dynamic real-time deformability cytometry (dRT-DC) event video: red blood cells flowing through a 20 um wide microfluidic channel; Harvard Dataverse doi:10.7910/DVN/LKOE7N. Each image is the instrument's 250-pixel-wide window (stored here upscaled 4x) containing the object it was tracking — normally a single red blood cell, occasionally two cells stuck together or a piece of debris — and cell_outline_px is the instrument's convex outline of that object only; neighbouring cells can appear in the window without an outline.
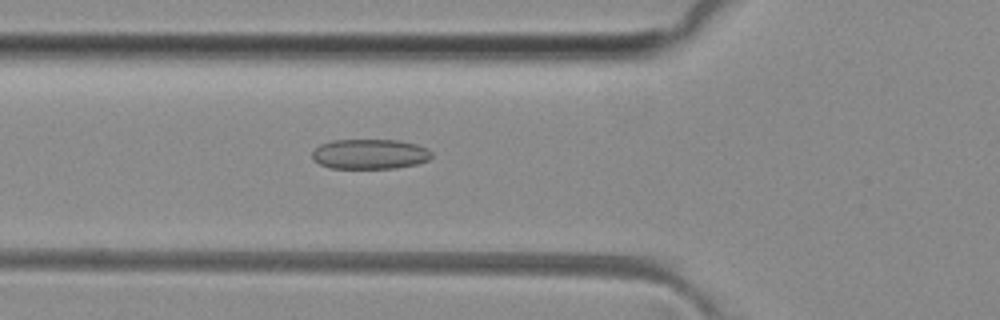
{"species": "common noctule bat (a hibernating species)", "species_latin": "Nyctalus noctula", "temperature_condition": "room temperature", "stored_images_in_passage": 45, "camera_frame_rate_fps": 3000, "um_per_image_px": 0.085, "animal": {"sex": "female", "body_mass_g": 29.2, "forearm_length_mm": 56.3}, "frame": {"image": 1, "passage_image": 13, "time_ms": 4.0, "image_size_px": [1000, 320], "cell_outline_px": [[432, 156], [428, 160], [416, 164], [396, 168], [332, 168], [320, 164], [312, 160], [312, 152], [320, 144], [332, 140], [396, 140], [416, 144], [428, 148], [432, 152]], "centroid_in_image_um": [31.44, 13.09], "position_along_channel_um": 94.4, "area_um2": 20.92}}
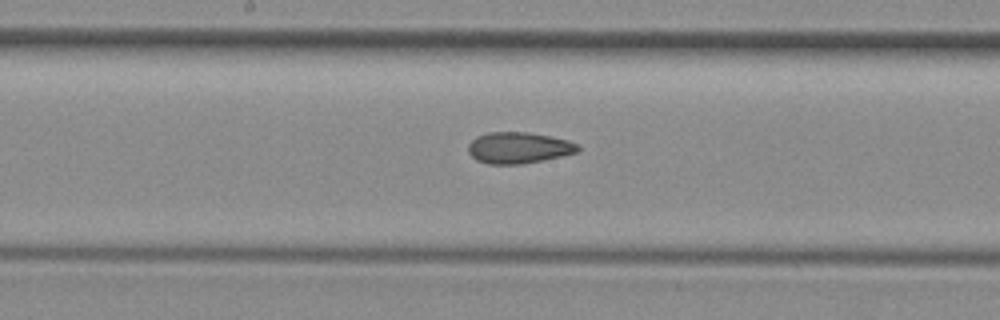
{"frame": {"image": 2, "passage_image": 21, "time_ms": 6.667, "image_size_px": [1000, 320], "cell_outline_px": [[580, 148], [576, 152], [544, 160], [520, 164], [488, 164], [476, 160], [468, 152], [468, 144], [476, 136], [488, 132], [528, 132], [552, 136], [568, 140], [580, 144]], "centroid_in_image_um": [44.08, 12.55], "position_along_channel_um": 204.1, "area_um2": 20.11}}
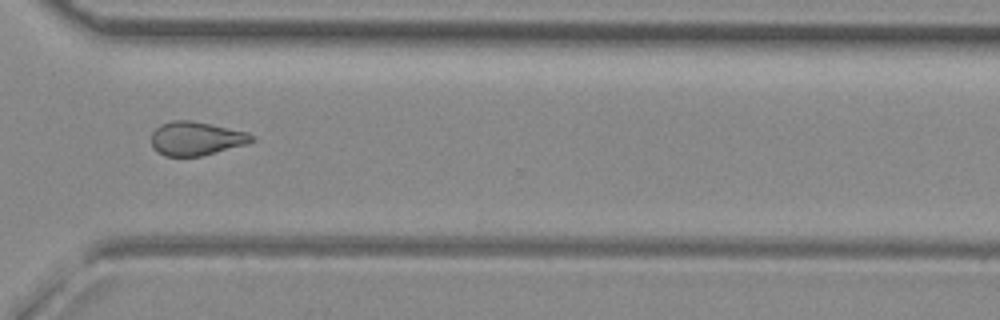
{"frame": {"image": 3, "passage_image": 32, "time_ms": 10.333, "image_size_px": [1000, 320], "cell_outline_px": [[256, 140], [248, 144], [200, 156], [164, 156], [156, 152], [152, 148], [152, 132], [160, 124], [172, 120], [188, 120], [248, 132], [256, 136]], "centroid_in_image_um": [16.67, 11.78], "position_along_channel_um": 353.9, "area_um2": 19.83}, "authors_computed_cell_mechanics": {"area_um2": 20.519, "velocity_mm_per_s": 4.0921, "shape_relaxation_time_tau1_ms": null, "shape_relaxation_time_tau2_ms": 3.2255, "deformation_change_tau1": null, "deformation_change_tau2": 0.1065}}